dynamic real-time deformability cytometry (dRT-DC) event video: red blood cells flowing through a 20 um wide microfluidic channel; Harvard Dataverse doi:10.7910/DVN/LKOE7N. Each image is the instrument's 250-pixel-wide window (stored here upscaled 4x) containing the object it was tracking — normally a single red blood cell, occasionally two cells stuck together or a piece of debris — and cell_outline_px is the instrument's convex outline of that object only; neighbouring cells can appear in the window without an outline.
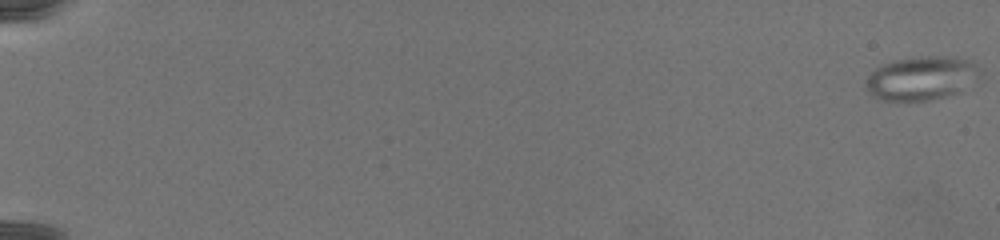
{"species": "common noctule bat (a hibernating species)", "species_latin": "Nyctalus noctula", "temperature_condition": "warm", "stored_images_in_passage": 76, "camera_frame_rate_fps": 3000, "um_per_image_px": 0.085, "animal": {"sex": "female", "body_mass_g": 19.5, "forearm_length_mm": 54.1}, "frame": {"image": 1, "passage_image": 1, "time_ms": 0.0, "image_size_px": [1000, 240], "cell_outline_px": [[980, 76], [960, 92], [928, 100], [880, 100], [872, 96], [868, 92], [864, 84], [868, 76], [880, 64], [892, 60], [924, 56], [952, 56], [968, 60], [976, 64], [980, 68]], "centroid_in_image_um": [78.3, 6.63], "position_along_channel_um": 6.7, "area_um2": 29.25}}
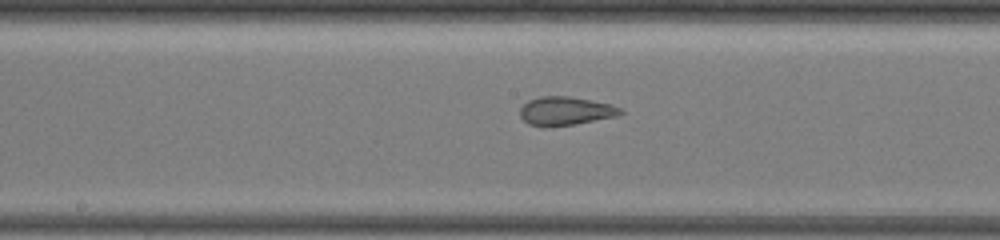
{"frame": {"image": 2, "passage_image": 44, "time_ms": 14.333, "image_size_px": [1000, 240], "cell_outline_px": [[624, 112], [616, 116], [576, 124], [548, 128], [544, 128], [528, 124], [520, 116], [520, 108], [528, 100], [540, 96], [568, 96], [612, 104], [620, 108]], "centroid_in_image_um": [48.03, 9.45], "position_along_channel_um": 200.2, "area_um2": 16.94}}
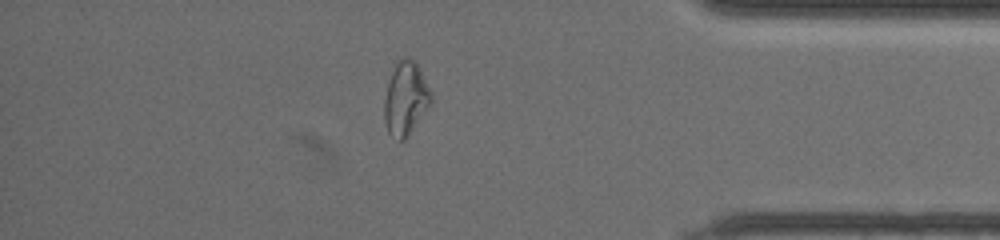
{"frame": {"image": 3, "passage_image": 67, "time_ms": 22.0, "image_size_px": [1000, 240], "cell_outline_px": [[432, 104], [408, 136], [404, 140], [400, 140], [388, 132], [384, 120], [384, 100], [388, 84], [396, 60], [404, 56], [416, 60], [432, 92]], "centroid_in_image_um": [34.51, 8.34], "position_along_channel_um": 400.7, "area_um2": 20.29}}